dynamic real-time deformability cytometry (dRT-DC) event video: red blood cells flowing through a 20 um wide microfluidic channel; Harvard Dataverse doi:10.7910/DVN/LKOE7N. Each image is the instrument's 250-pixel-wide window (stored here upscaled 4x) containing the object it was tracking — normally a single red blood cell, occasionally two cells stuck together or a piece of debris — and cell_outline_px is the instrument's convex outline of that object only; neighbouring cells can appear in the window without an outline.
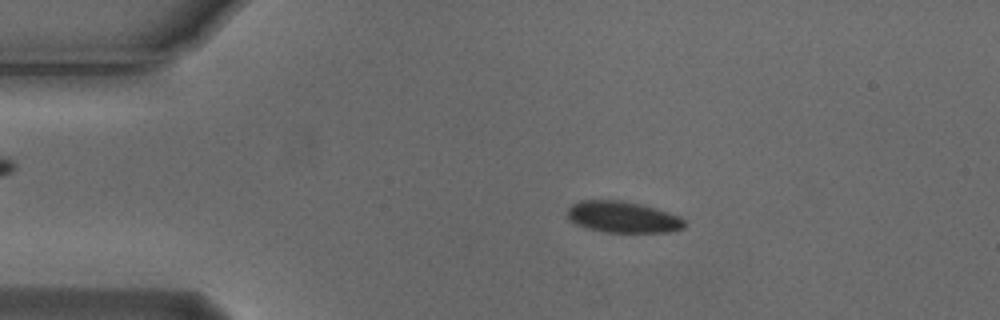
{"species": "Egyptian fruit bat (a non-hibernating species)", "species_latin": "Rousettus aegyptiacus", "temperature_condition": "cold", "stored_images_in_passage": 54, "camera_frame_rate_fps": 3000, "um_per_image_px": 0.085, "animal": {"sex": "male"}, "frame": {"image": 1, "passage_image": 10, "time_ms": 3.0, "image_size_px": [1000, 320], "cell_outline_px": [[684, 228], [668, 232], [604, 232], [584, 228], [568, 220], [564, 216], [568, 208], [572, 204], [580, 200], [620, 200], [640, 204], [656, 208], [680, 216], [684, 220]], "centroid_in_image_um": [52.87, 18.45], "position_along_channel_um": 32.1, "area_um2": 21.68}}
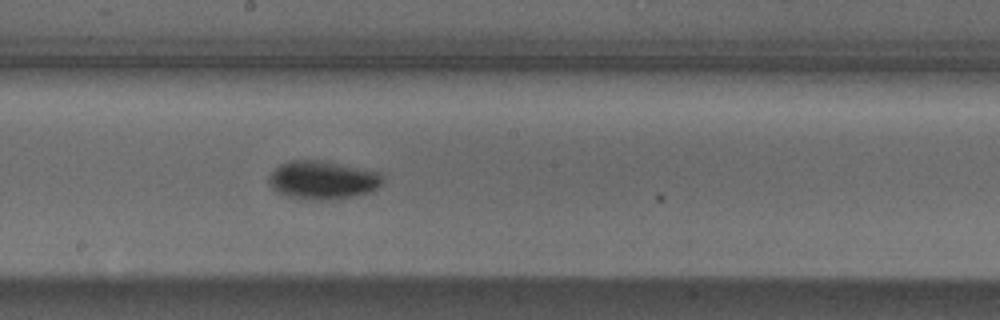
{"frame": {"image": 2, "passage_image": 29, "time_ms": 9.333, "image_size_px": [1000, 320], "cell_outline_px": [[380, 184], [372, 192], [352, 196], [324, 200], [320, 200], [288, 196], [276, 192], [268, 184], [268, 176], [280, 164], [288, 160], [320, 160], [376, 172], [380, 176]], "centroid_in_image_um": [27.33, 15.3], "position_along_channel_um": 220.9, "area_um2": 24.91}}
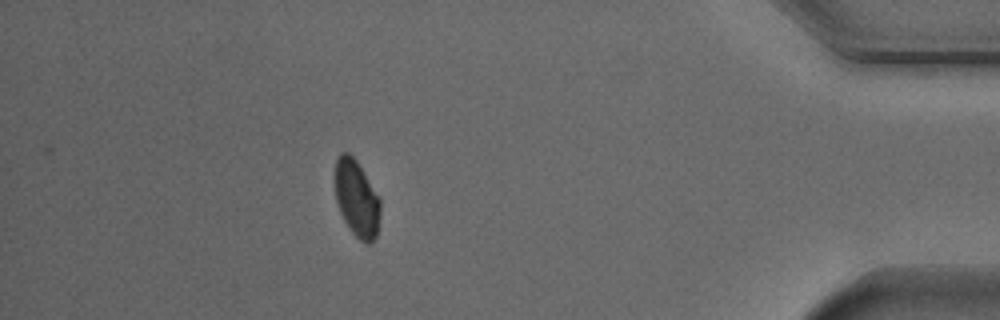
{"frame": {"image": 3, "passage_image": 48, "time_ms": 15.667, "image_size_px": [1000, 320], "cell_outline_px": [[380, 216], [376, 236], [372, 244], [368, 244], [360, 240], [352, 232], [344, 220], [340, 212], [336, 200], [336, 160], [340, 152], [348, 152], [356, 160], [380, 196]], "centroid_in_image_um": [30.35, 16.88], "position_along_channel_um": 404.9, "area_um2": 20.23}, "authors_computed_cell_mechanics": {"area_um2": 21.7617, "velocity_mm_per_s": 3.7062, "shape_relaxation_time_tau1_ms": 2.6073, "shape_relaxation_time_tau2_ms": null, "deformation_change_tau1": 0.0686, "deformation_change_tau2": null}}